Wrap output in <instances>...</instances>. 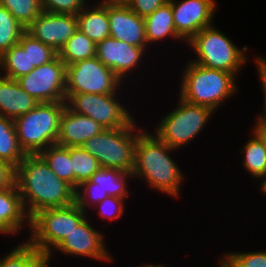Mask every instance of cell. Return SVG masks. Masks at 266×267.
Masks as SVG:
<instances>
[{"label":"cell","mask_w":266,"mask_h":267,"mask_svg":"<svg viewBox=\"0 0 266 267\" xmlns=\"http://www.w3.org/2000/svg\"><path fill=\"white\" fill-rule=\"evenodd\" d=\"M25 31L26 28L0 4V56L11 46L18 44Z\"/></svg>","instance_id":"f546056e"},{"label":"cell","mask_w":266,"mask_h":267,"mask_svg":"<svg viewBox=\"0 0 266 267\" xmlns=\"http://www.w3.org/2000/svg\"><path fill=\"white\" fill-rule=\"evenodd\" d=\"M77 29L76 15L42 11L26 31L59 52Z\"/></svg>","instance_id":"2e32d148"},{"label":"cell","mask_w":266,"mask_h":267,"mask_svg":"<svg viewBox=\"0 0 266 267\" xmlns=\"http://www.w3.org/2000/svg\"><path fill=\"white\" fill-rule=\"evenodd\" d=\"M96 55V44L79 29L68 39L58 52L65 65L74 64Z\"/></svg>","instance_id":"d4e9b609"},{"label":"cell","mask_w":266,"mask_h":267,"mask_svg":"<svg viewBox=\"0 0 266 267\" xmlns=\"http://www.w3.org/2000/svg\"><path fill=\"white\" fill-rule=\"evenodd\" d=\"M118 91L110 94L71 93L66 96V107L74 113L92 118L104 129L123 128L135 117L124 103H120Z\"/></svg>","instance_id":"9c48e42d"},{"label":"cell","mask_w":266,"mask_h":267,"mask_svg":"<svg viewBox=\"0 0 266 267\" xmlns=\"http://www.w3.org/2000/svg\"><path fill=\"white\" fill-rule=\"evenodd\" d=\"M19 85L39 103L65 101L66 65L57 56L17 79Z\"/></svg>","instance_id":"7c38bea8"},{"label":"cell","mask_w":266,"mask_h":267,"mask_svg":"<svg viewBox=\"0 0 266 267\" xmlns=\"http://www.w3.org/2000/svg\"><path fill=\"white\" fill-rule=\"evenodd\" d=\"M147 49L148 47H138L108 37L96 44L95 56L125 84L128 75L139 68V64H143V56L150 52Z\"/></svg>","instance_id":"9a60e30c"},{"label":"cell","mask_w":266,"mask_h":267,"mask_svg":"<svg viewBox=\"0 0 266 267\" xmlns=\"http://www.w3.org/2000/svg\"><path fill=\"white\" fill-rule=\"evenodd\" d=\"M59 179L74 188V173L69 157V147L53 144L39 154Z\"/></svg>","instance_id":"83f0119b"},{"label":"cell","mask_w":266,"mask_h":267,"mask_svg":"<svg viewBox=\"0 0 266 267\" xmlns=\"http://www.w3.org/2000/svg\"><path fill=\"white\" fill-rule=\"evenodd\" d=\"M88 0H40L42 11L61 14H78Z\"/></svg>","instance_id":"e575fe53"},{"label":"cell","mask_w":266,"mask_h":267,"mask_svg":"<svg viewBox=\"0 0 266 267\" xmlns=\"http://www.w3.org/2000/svg\"><path fill=\"white\" fill-rule=\"evenodd\" d=\"M144 21L148 48L151 44H154V42L159 44L162 40L165 41L169 37L173 40L175 38L177 41H184L175 30L172 5L169 1L159 7L151 15L145 17Z\"/></svg>","instance_id":"7402d4cb"},{"label":"cell","mask_w":266,"mask_h":267,"mask_svg":"<svg viewBox=\"0 0 266 267\" xmlns=\"http://www.w3.org/2000/svg\"><path fill=\"white\" fill-rule=\"evenodd\" d=\"M33 69L29 68L28 47H20L16 44L0 56L2 76L17 80Z\"/></svg>","instance_id":"4316f807"},{"label":"cell","mask_w":266,"mask_h":267,"mask_svg":"<svg viewBox=\"0 0 266 267\" xmlns=\"http://www.w3.org/2000/svg\"><path fill=\"white\" fill-rule=\"evenodd\" d=\"M260 181H261L260 182L261 185L259 187H261L260 190L261 192L264 193V196H265L266 195V174L260 179Z\"/></svg>","instance_id":"ab89813d"},{"label":"cell","mask_w":266,"mask_h":267,"mask_svg":"<svg viewBox=\"0 0 266 267\" xmlns=\"http://www.w3.org/2000/svg\"><path fill=\"white\" fill-rule=\"evenodd\" d=\"M76 203L62 208L41 210L30 218L28 242L46 257L49 267L52 251L86 216Z\"/></svg>","instance_id":"5b68a950"},{"label":"cell","mask_w":266,"mask_h":267,"mask_svg":"<svg viewBox=\"0 0 266 267\" xmlns=\"http://www.w3.org/2000/svg\"><path fill=\"white\" fill-rule=\"evenodd\" d=\"M252 132V133H251ZM252 137L242 147L243 166L252 178L260 180L266 174V146L263 139L252 129Z\"/></svg>","instance_id":"cb8c5ba5"},{"label":"cell","mask_w":266,"mask_h":267,"mask_svg":"<svg viewBox=\"0 0 266 267\" xmlns=\"http://www.w3.org/2000/svg\"><path fill=\"white\" fill-rule=\"evenodd\" d=\"M126 203L124 198L107 196L102 202L92 207L97 210V214L101 220H110V222L121 218L124 213Z\"/></svg>","instance_id":"836d02e7"},{"label":"cell","mask_w":266,"mask_h":267,"mask_svg":"<svg viewBox=\"0 0 266 267\" xmlns=\"http://www.w3.org/2000/svg\"><path fill=\"white\" fill-rule=\"evenodd\" d=\"M137 123L135 118L126 127L105 129L81 147L94 156L101 167L132 172L136 142L145 130Z\"/></svg>","instance_id":"52a82bcc"},{"label":"cell","mask_w":266,"mask_h":267,"mask_svg":"<svg viewBox=\"0 0 266 267\" xmlns=\"http://www.w3.org/2000/svg\"><path fill=\"white\" fill-rule=\"evenodd\" d=\"M131 178H133L132 172L101 167L75 190V203L86 211L102 202L107 196L126 199L130 195L128 183Z\"/></svg>","instance_id":"8fae6325"},{"label":"cell","mask_w":266,"mask_h":267,"mask_svg":"<svg viewBox=\"0 0 266 267\" xmlns=\"http://www.w3.org/2000/svg\"><path fill=\"white\" fill-rule=\"evenodd\" d=\"M177 103L175 108L154 126L156 128L153 133L178 152L205 129L215 112L208 107L189 103L180 97Z\"/></svg>","instance_id":"ba28073f"},{"label":"cell","mask_w":266,"mask_h":267,"mask_svg":"<svg viewBox=\"0 0 266 267\" xmlns=\"http://www.w3.org/2000/svg\"><path fill=\"white\" fill-rule=\"evenodd\" d=\"M178 97L212 111L222 107L225 100L237 94L236 76L216 69H209L194 62H187L183 67ZM218 108V109H217Z\"/></svg>","instance_id":"3957f363"},{"label":"cell","mask_w":266,"mask_h":267,"mask_svg":"<svg viewBox=\"0 0 266 267\" xmlns=\"http://www.w3.org/2000/svg\"><path fill=\"white\" fill-rule=\"evenodd\" d=\"M86 216L54 249L62 251L65 256L92 258L100 261H113L107 250L104 234L95 229Z\"/></svg>","instance_id":"5bb4252c"},{"label":"cell","mask_w":266,"mask_h":267,"mask_svg":"<svg viewBox=\"0 0 266 267\" xmlns=\"http://www.w3.org/2000/svg\"><path fill=\"white\" fill-rule=\"evenodd\" d=\"M38 103L17 80L0 74V116L15 120L32 110Z\"/></svg>","instance_id":"ffe728a7"},{"label":"cell","mask_w":266,"mask_h":267,"mask_svg":"<svg viewBox=\"0 0 266 267\" xmlns=\"http://www.w3.org/2000/svg\"><path fill=\"white\" fill-rule=\"evenodd\" d=\"M65 101L38 103L14 120L20 147L26 155L40 154L56 144Z\"/></svg>","instance_id":"277c9868"},{"label":"cell","mask_w":266,"mask_h":267,"mask_svg":"<svg viewBox=\"0 0 266 267\" xmlns=\"http://www.w3.org/2000/svg\"><path fill=\"white\" fill-rule=\"evenodd\" d=\"M121 83L114 72L96 56L66 66L65 96L71 93H115L123 88Z\"/></svg>","instance_id":"30bf717a"},{"label":"cell","mask_w":266,"mask_h":267,"mask_svg":"<svg viewBox=\"0 0 266 267\" xmlns=\"http://www.w3.org/2000/svg\"><path fill=\"white\" fill-rule=\"evenodd\" d=\"M15 180V169L0 160V191L9 188Z\"/></svg>","instance_id":"74e56055"},{"label":"cell","mask_w":266,"mask_h":267,"mask_svg":"<svg viewBox=\"0 0 266 267\" xmlns=\"http://www.w3.org/2000/svg\"><path fill=\"white\" fill-rule=\"evenodd\" d=\"M0 4L25 28L42 12L40 0H0Z\"/></svg>","instance_id":"1f68e13d"},{"label":"cell","mask_w":266,"mask_h":267,"mask_svg":"<svg viewBox=\"0 0 266 267\" xmlns=\"http://www.w3.org/2000/svg\"><path fill=\"white\" fill-rule=\"evenodd\" d=\"M18 45L28 47L29 68L46 64L58 56V52L53 47L35 39L27 31L22 34Z\"/></svg>","instance_id":"4dcf8cb0"},{"label":"cell","mask_w":266,"mask_h":267,"mask_svg":"<svg viewBox=\"0 0 266 267\" xmlns=\"http://www.w3.org/2000/svg\"><path fill=\"white\" fill-rule=\"evenodd\" d=\"M25 156L18 141L14 120L0 116V160L15 169Z\"/></svg>","instance_id":"603a6c76"},{"label":"cell","mask_w":266,"mask_h":267,"mask_svg":"<svg viewBox=\"0 0 266 267\" xmlns=\"http://www.w3.org/2000/svg\"><path fill=\"white\" fill-rule=\"evenodd\" d=\"M196 56L191 62L209 69L222 70L237 77L246 64L248 57L245 51L247 46L238 48L229 37L220 32L213 24L203 28L187 43ZM244 51V52H243ZM243 66V67H242Z\"/></svg>","instance_id":"8992f818"},{"label":"cell","mask_w":266,"mask_h":267,"mask_svg":"<svg viewBox=\"0 0 266 267\" xmlns=\"http://www.w3.org/2000/svg\"><path fill=\"white\" fill-rule=\"evenodd\" d=\"M220 259L228 267H266V250L252 252H227Z\"/></svg>","instance_id":"d6a6232c"},{"label":"cell","mask_w":266,"mask_h":267,"mask_svg":"<svg viewBox=\"0 0 266 267\" xmlns=\"http://www.w3.org/2000/svg\"><path fill=\"white\" fill-rule=\"evenodd\" d=\"M253 130L263 139L266 146V120L256 116Z\"/></svg>","instance_id":"f35d334b"},{"label":"cell","mask_w":266,"mask_h":267,"mask_svg":"<svg viewBox=\"0 0 266 267\" xmlns=\"http://www.w3.org/2000/svg\"><path fill=\"white\" fill-rule=\"evenodd\" d=\"M172 5L173 22L177 34L186 44L203 28L213 25L216 0H168Z\"/></svg>","instance_id":"4fadbf2b"},{"label":"cell","mask_w":266,"mask_h":267,"mask_svg":"<svg viewBox=\"0 0 266 267\" xmlns=\"http://www.w3.org/2000/svg\"><path fill=\"white\" fill-rule=\"evenodd\" d=\"M139 267H167V266H164V265H159V264H143V265H140Z\"/></svg>","instance_id":"60d3db41"},{"label":"cell","mask_w":266,"mask_h":267,"mask_svg":"<svg viewBox=\"0 0 266 267\" xmlns=\"http://www.w3.org/2000/svg\"><path fill=\"white\" fill-rule=\"evenodd\" d=\"M76 17L78 29L95 44L110 37L108 0L97 1L94 6L87 4Z\"/></svg>","instance_id":"44dd1931"},{"label":"cell","mask_w":266,"mask_h":267,"mask_svg":"<svg viewBox=\"0 0 266 267\" xmlns=\"http://www.w3.org/2000/svg\"><path fill=\"white\" fill-rule=\"evenodd\" d=\"M15 247L0 258V267H47L46 257L28 241Z\"/></svg>","instance_id":"484cf974"},{"label":"cell","mask_w":266,"mask_h":267,"mask_svg":"<svg viewBox=\"0 0 266 267\" xmlns=\"http://www.w3.org/2000/svg\"><path fill=\"white\" fill-rule=\"evenodd\" d=\"M69 157L74 173L75 190L101 168L98 160L82 147H69Z\"/></svg>","instance_id":"f1b7e54d"},{"label":"cell","mask_w":266,"mask_h":267,"mask_svg":"<svg viewBox=\"0 0 266 267\" xmlns=\"http://www.w3.org/2000/svg\"><path fill=\"white\" fill-rule=\"evenodd\" d=\"M25 227H28L26 229L29 232L30 217L14 182L9 188L0 191V234L16 236Z\"/></svg>","instance_id":"ac0fdd59"},{"label":"cell","mask_w":266,"mask_h":267,"mask_svg":"<svg viewBox=\"0 0 266 267\" xmlns=\"http://www.w3.org/2000/svg\"><path fill=\"white\" fill-rule=\"evenodd\" d=\"M174 150L145 128L135 146L133 178H142L154 191L179 198L184 174L170 156Z\"/></svg>","instance_id":"7a4b0ae2"},{"label":"cell","mask_w":266,"mask_h":267,"mask_svg":"<svg viewBox=\"0 0 266 267\" xmlns=\"http://www.w3.org/2000/svg\"><path fill=\"white\" fill-rule=\"evenodd\" d=\"M218 259H219V261H218L219 266L218 267H228L220 258H218Z\"/></svg>","instance_id":"b9f144b4"},{"label":"cell","mask_w":266,"mask_h":267,"mask_svg":"<svg viewBox=\"0 0 266 267\" xmlns=\"http://www.w3.org/2000/svg\"><path fill=\"white\" fill-rule=\"evenodd\" d=\"M14 182L30 218L41 210L75 203V189L59 179L39 154L25 156L15 168Z\"/></svg>","instance_id":"6da1fadb"},{"label":"cell","mask_w":266,"mask_h":267,"mask_svg":"<svg viewBox=\"0 0 266 267\" xmlns=\"http://www.w3.org/2000/svg\"><path fill=\"white\" fill-rule=\"evenodd\" d=\"M105 130L90 117L72 112L65 107L56 143L67 147H81L83 143Z\"/></svg>","instance_id":"d6986e66"},{"label":"cell","mask_w":266,"mask_h":267,"mask_svg":"<svg viewBox=\"0 0 266 267\" xmlns=\"http://www.w3.org/2000/svg\"><path fill=\"white\" fill-rule=\"evenodd\" d=\"M256 62V71H258V78L260 80L261 86L260 88H262L261 90L263 91L264 94V98H263V111L260 112L259 115H257L258 117L266 120V58L262 57V56H257L255 59Z\"/></svg>","instance_id":"8d00e7d4"},{"label":"cell","mask_w":266,"mask_h":267,"mask_svg":"<svg viewBox=\"0 0 266 267\" xmlns=\"http://www.w3.org/2000/svg\"><path fill=\"white\" fill-rule=\"evenodd\" d=\"M123 2L140 17L151 15L168 0H123Z\"/></svg>","instance_id":"d590c367"},{"label":"cell","mask_w":266,"mask_h":267,"mask_svg":"<svg viewBox=\"0 0 266 267\" xmlns=\"http://www.w3.org/2000/svg\"><path fill=\"white\" fill-rule=\"evenodd\" d=\"M110 37L138 47H148L144 18L123 0H108Z\"/></svg>","instance_id":"e0dca14e"}]
</instances>
